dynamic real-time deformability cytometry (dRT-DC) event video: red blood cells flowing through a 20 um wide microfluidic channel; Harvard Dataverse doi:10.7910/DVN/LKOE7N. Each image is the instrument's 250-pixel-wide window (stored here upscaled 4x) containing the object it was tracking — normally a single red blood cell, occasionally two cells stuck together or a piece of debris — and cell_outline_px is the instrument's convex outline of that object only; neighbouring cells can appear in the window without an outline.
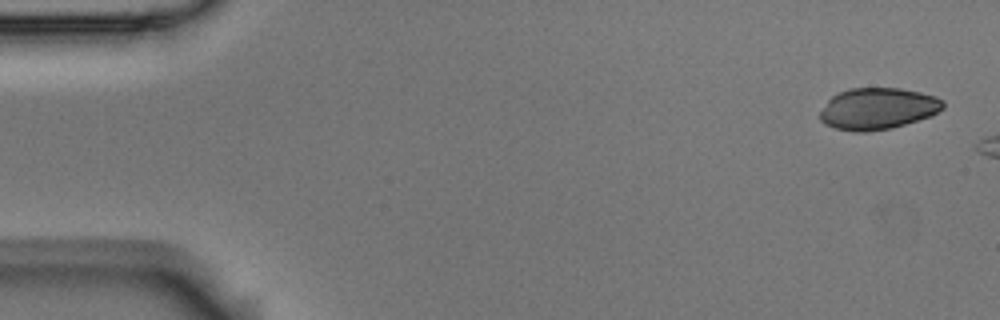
{"species": "Egyptian fruit bat (a non-hibernating species)", "species_latin": "Rousettus aegyptiacus", "temperature_condition": "room temperature", "stored_images_in_passage": 3, "camera_frame_rate_fps": 3000, "um_per_image_px": 0.085, "animal": {"sex": "male"}, "frame": {"image": 1, "passage_image": 1, "time_ms": 0.0, "image_size_px": [1000, 320], "cell_outline_px": [[944, 108], [932, 116], [892, 128], [868, 132], [852, 132], [832, 128], [824, 124], [820, 120], [820, 112], [828, 100], [832, 96], [840, 92], [852, 88], [900, 88], [920, 92], [936, 96], [944, 100]], "centroid_in_image_um": [74.62, 9.25], "position_along_channel_um": 10.4, "area_um2": 30.11}}